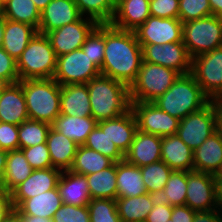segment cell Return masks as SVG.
I'll use <instances>...</instances> for the list:
<instances>
[{"mask_svg": "<svg viewBox=\"0 0 222 222\" xmlns=\"http://www.w3.org/2000/svg\"><path fill=\"white\" fill-rule=\"evenodd\" d=\"M117 198L140 196L147 193L139 166L125 159L116 163Z\"/></svg>", "mask_w": 222, "mask_h": 222, "instance_id": "obj_28", "label": "cell"}, {"mask_svg": "<svg viewBox=\"0 0 222 222\" xmlns=\"http://www.w3.org/2000/svg\"><path fill=\"white\" fill-rule=\"evenodd\" d=\"M29 119L22 85L9 84L0 94V121L20 125Z\"/></svg>", "mask_w": 222, "mask_h": 222, "instance_id": "obj_20", "label": "cell"}, {"mask_svg": "<svg viewBox=\"0 0 222 222\" xmlns=\"http://www.w3.org/2000/svg\"><path fill=\"white\" fill-rule=\"evenodd\" d=\"M97 123L92 116L75 117L60 114L52 122L51 128L81 146L84 145L87 136L97 126Z\"/></svg>", "mask_w": 222, "mask_h": 222, "instance_id": "obj_29", "label": "cell"}, {"mask_svg": "<svg viewBox=\"0 0 222 222\" xmlns=\"http://www.w3.org/2000/svg\"><path fill=\"white\" fill-rule=\"evenodd\" d=\"M212 15L222 18V0H209Z\"/></svg>", "mask_w": 222, "mask_h": 222, "instance_id": "obj_56", "label": "cell"}, {"mask_svg": "<svg viewBox=\"0 0 222 222\" xmlns=\"http://www.w3.org/2000/svg\"><path fill=\"white\" fill-rule=\"evenodd\" d=\"M0 77L6 79L10 84L17 83L20 80L16 60L2 47L0 48Z\"/></svg>", "mask_w": 222, "mask_h": 222, "instance_id": "obj_48", "label": "cell"}, {"mask_svg": "<svg viewBox=\"0 0 222 222\" xmlns=\"http://www.w3.org/2000/svg\"><path fill=\"white\" fill-rule=\"evenodd\" d=\"M140 169L147 192L159 197L173 170L162 160L142 166Z\"/></svg>", "mask_w": 222, "mask_h": 222, "instance_id": "obj_37", "label": "cell"}, {"mask_svg": "<svg viewBox=\"0 0 222 222\" xmlns=\"http://www.w3.org/2000/svg\"><path fill=\"white\" fill-rule=\"evenodd\" d=\"M179 75L173 69L142 61L137 78L129 87L131 102H153L172 86Z\"/></svg>", "mask_w": 222, "mask_h": 222, "instance_id": "obj_6", "label": "cell"}, {"mask_svg": "<svg viewBox=\"0 0 222 222\" xmlns=\"http://www.w3.org/2000/svg\"><path fill=\"white\" fill-rule=\"evenodd\" d=\"M23 222H53L51 218H43L40 216H34V215H22Z\"/></svg>", "mask_w": 222, "mask_h": 222, "instance_id": "obj_57", "label": "cell"}, {"mask_svg": "<svg viewBox=\"0 0 222 222\" xmlns=\"http://www.w3.org/2000/svg\"><path fill=\"white\" fill-rule=\"evenodd\" d=\"M162 137L137 130L125 160L142 167L161 160Z\"/></svg>", "mask_w": 222, "mask_h": 222, "instance_id": "obj_18", "label": "cell"}, {"mask_svg": "<svg viewBox=\"0 0 222 222\" xmlns=\"http://www.w3.org/2000/svg\"><path fill=\"white\" fill-rule=\"evenodd\" d=\"M183 43L191 58L222 46V18L210 15L183 23Z\"/></svg>", "mask_w": 222, "mask_h": 222, "instance_id": "obj_7", "label": "cell"}, {"mask_svg": "<svg viewBox=\"0 0 222 222\" xmlns=\"http://www.w3.org/2000/svg\"><path fill=\"white\" fill-rule=\"evenodd\" d=\"M190 73L212 100L222 89V46L192 58Z\"/></svg>", "mask_w": 222, "mask_h": 222, "instance_id": "obj_11", "label": "cell"}, {"mask_svg": "<svg viewBox=\"0 0 222 222\" xmlns=\"http://www.w3.org/2000/svg\"><path fill=\"white\" fill-rule=\"evenodd\" d=\"M217 130L216 108L212 101L182 118L176 135L193 151Z\"/></svg>", "mask_w": 222, "mask_h": 222, "instance_id": "obj_9", "label": "cell"}, {"mask_svg": "<svg viewBox=\"0 0 222 222\" xmlns=\"http://www.w3.org/2000/svg\"><path fill=\"white\" fill-rule=\"evenodd\" d=\"M52 0H33L34 4L41 12Z\"/></svg>", "mask_w": 222, "mask_h": 222, "instance_id": "obj_59", "label": "cell"}, {"mask_svg": "<svg viewBox=\"0 0 222 222\" xmlns=\"http://www.w3.org/2000/svg\"><path fill=\"white\" fill-rule=\"evenodd\" d=\"M161 160L172 170H193V150L176 134L162 137Z\"/></svg>", "mask_w": 222, "mask_h": 222, "instance_id": "obj_23", "label": "cell"}, {"mask_svg": "<svg viewBox=\"0 0 222 222\" xmlns=\"http://www.w3.org/2000/svg\"><path fill=\"white\" fill-rule=\"evenodd\" d=\"M150 14L159 18H178L179 0H150Z\"/></svg>", "mask_w": 222, "mask_h": 222, "instance_id": "obj_46", "label": "cell"}, {"mask_svg": "<svg viewBox=\"0 0 222 222\" xmlns=\"http://www.w3.org/2000/svg\"><path fill=\"white\" fill-rule=\"evenodd\" d=\"M216 209L222 214V179H214Z\"/></svg>", "mask_w": 222, "mask_h": 222, "instance_id": "obj_53", "label": "cell"}, {"mask_svg": "<svg viewBox=\"0 0 222 222\" xmlns=\"http://www.w3.org/2000/svg\"><path fill=\"white\" fill-rule=\"evenodd\" d=\"M13 209L11 195L0 189V222L8 215Z\"/></svg>", "mask_w": 222, "mask_h": 222, "instance_id": "obj_52", "label": "cell"}, {"mask_svg": "<svg viewBox=\"0 0 222 222\" xmlns=\"http://www.w3.org/2000/svg\"><path fill=\"white\" fill-rule=\"evenodd\" d=\"M150 0H116V11L111 25L127 31H135L150 16Z\"/></svg>", "mask_w": 222, "mask_h": 222, "instance_id": "obj_19", "label": "cell"}, {"mask_svg": "<svg viewBox=\"0 0 222 222\" xmlns=\"http://www.w3.org/2000/svg\"><path fill=\"white\" fill-rule=\"evenodd\" d=\"M139 131L160 137L177 133L180 120L160 109L153 102H131Z\"/></svg>", "mask_w": 222, "mask_h": 222, "instance_id": "obj_10", "label": "cell"}, {"mask_svg": "<svg viewBox=\"0 0 222 222\" xmlns=\"http://www.w3.org/2000/svg\"><path fill=\"white\" fill-rule=\"evenodd\" d=\"M33 170L21 149L8 151L2 190L11 193Z\"/></svg>", "mask_w": 222, "mask_h": 222, "instance_id": "obj_32", "label": "cell"}, {"mask_svg": "<svg viewBox=\"0 0 222 222\" xmlns=\"http://www.w3.org/2000/svg\"><path fill=\"white\" fill-rule=\"evenodd\" d=\"M101 74L100 69L91 61L82 49L57 57V66L53 79L61 86L86 84Z\"/></svg>", "mask_w": 222, "mask_h": 222, "instance_id": "obj_8", "label": "cell"}, {"mask_svg": "<svg viewBox=\"0 0 222 222\" xmlns=\"http://www.w3.org/2000/svg\"><path fill=\"white\" fill-rule=\"evenodd\" d=\"M26 99L28 117L52 124L60 115L61 85L53 78L18 81Z\"/></svg>", "mask_w": 222, "mask_h": 222, "instance_id": "obj_4", "label": "cell"}, {"mask_svg": "<svg viewBox=\"0 0 222 222\" xmlns=\"http://www.w3.org/2000/svg\"><path fill=\"white\" fill-rule=\"evenodd\" d=\"M222 164V135L216 130L193 151V170L215 174Z\"/></svg>", "mask_w": 222, "mask_h": 222, "instance_id": "obj_22", "label": "cell"}, {"mask_svg": "<svg viewBox=\"0 0 222 222\" xmlns=\"http://www.w3.org/2000/svg\"><path fill=\"white\" fill-rule=\"evenodd\" d=\"M172 211L173 206H170L158 198L153 209L149 212L145 222H167L171 219Z\"/></svg>", "mask_w": 222, "mask_h": 222, "instance_id": "obj_49", "label": "cell"}, {"mask_svg": "<svg viewBox=\"0 0 222 222\" xmlns=\"http://www.w3.org/2000/svg\"><path fill=\"white\" fill-rule=\"evenodd\" d=\"M3 6L5 19L27 23L38 30L41 12L33 0H5Z\"/></svg>", "mask_w": 222, "mask_h": 222, "instance_id": "obj_35", "label": "cell"}, {"mask_svg": "<svg viewBox=\"0 0 222 222\" xmlns=\"http://www.w3.org/2000/svg\"><path fill=\"white\" fill-rule=\"evenodd\" d=\"M8 151L0 149V189H2Z\"/></svg>", "mask_w": 222, "mask_h": 222, "instance_id": "obj_54", "label": "cell"}, {"mask_svg": "<svg viewBox=\"0 0 222 222\" xmlns=\"http://www.w3.org/2000/svg\"><path fill=\"white\" fill-rule=\"evenodd\" d=\"M185 205L196 212L216 209L214 175L199 171H187Z\"/></svg>", "mask_w": 222, "mask_h": 222, "instance_id": "obj_15", "label": "cell"}, {"mask_svg": "<svg viewBox=\"0 0 222 222\" xmlns=\"http://www.w3.org/2000/svg\"><path fill=\"white\" fill-rule=\"evenodd\" d=\"M157 199V196L148 192L135 197L116 198L117 213L121 222H145Z\"/></svg>", "mask_w": 222, "mask_h": 222, "instance_id": "obj_30", "label": "cell"}, {"mask_svg": "<svg viewBox=\"0 0 222 222\" xmlns=\"http://www.w3.org/2000/svg\"><path fill=\"white\" fill-rule=\"evenodd\" d=\"M216 108V126L217 131L222 135V107Z\"/></svg>", "mask_w": 222, "mask_h": 222, "instance_id": "obj_58", "label": "cell"}, {"mask_svg": "<svg viewBox=\"0 0 222 222\" xmlns=\"http://www.w3.org/2000/svg\"><path fill=\"white\" fill-rule=\"evenodd\" d=\"M0 149L7 151L19 149L18 125L0 121Z\"/></svg>", "mask_w": 222, "mask_h": 222, "instance_id": "obj_47", "label": "cell"}, {"mask_svg": "<svg viewBox=\"0 0 222 222\" xmlns=\"http://www.w3.org/2000/svg\"><path fill=\"white\" fill-rule=\"evenodd\" d=\"M2 222H23V217L17 209L13 208Z\"/></svg>", "mask_w": 222, "mask_h": 222, "instance_id": "obj_55", "label": "cell"}, {"mask_svg": "<svg viewBox=\"0 0 222 222\" xmlns=\"http://www.w3.org/2000/svg\"><path fill=\"white\" fill-rule=\"evenodd\" d=\"M87 207L91 222H121L114 199H91Z\"/></svg>", "mask_w": 222, "mask_h": 222, "instance_id": "obj_42", "label": "cell"}, {"mask_svg": "<svg viewBox=\"0 0 222 222\" xmlns=\"http://www.w3.org/2000/svg\"><path fill=\"white\" fill-rule=\"evenodd\" d=\"M4 16V6L3 2L0 0V17Z\"/></svg>", "mask_w": 222, "mask_h": 222, "instance_id": "obj_64", "label": "cell"}, {"mask_svg": "<svg viewBox=\"0 0 222 222\" xmlns=\"http://www.w3.org/2000/svg\"><path fill=\"white\" fill-rule=\"evenodd\" d=\"M57 187L64 204L73 206H87L91 201L87 179L70 170L62 171Z\"/></svg>", "mask_w": 222, "mask_h": 222, "instance_id": "obj_21", "label": "cell"}, {"mask_svg": "<svg viewBox=\"0 0 222 222\" xmlns=\"http://www.w3.org/2000/svg\"><path fill=\"white\" fill-rule=\"evenodd\" d=\"M53 222H91L87 206L62 204L52 217Z\"/></svg>", "mask_w": 222, "mask_h": 222, "instance_id": "obj_45", "label": "cell"}, {"mask_svg": "<svg viewBox=\"0 0 222 222\" xmlns=\"http://www.w3.org/2000/svg\"><path fill=\"white\" fill-rule=\"evenodd\" d=\"M99 24L90 19L81 16L77 21L64 25L59 29L51 31L47 34L51 47L57 57L70 53L74 50L81 49L86 38Z\"/></svg>", "mask_w": 222, "mask_h": 222, "instance_id": "obj_14", "label": "cell"}, {"mask_svg": "<svg viewBox=\"0 0 222 222\" xmlns=\"http://www.w3.org/2000/svg\"><path fill=\"white\" fill-rule=\"evenodd\" d=\"M84 146L109 157L115 163L124 160L125 155L110 140L106 132V120L99 121L87 136Z\"/></svg>", "mask_w": 222, "mask_h": 222, "instance_id": "obj_36", "label": "cell"}, {"mask_svg": "<svg viewBox=\"0 0 222 222\" xmlns=\"http://www.w3.org/2000/svg\"><path fill=\"white\" fill-rule=\"evenodd\" d=\"M81 17L74 0H52L42 11L38 32L47 34Z\"/></svg>", "mask_w": 222, "mask_h": 222, "instance_id": "obj_17", "label": "cell"}, {"mask_svg": "<svg viewBox=\"0 0 222 222\" xmlns=\"http://www.w3.org/2000/svg\"><path fill=\"white\" fill-rule=\"evenodd\" d=\"M84 53L90 57L91 61L99 68H102L105 51V24H99L86 38L81 46Z\"/></svg>", "mask_w": 222, "mask_h": 222, "instance_id": "obj_41", "label": "cell"}, {"mask_svg": "<svg viewBox=\"0 0 222 222\" xmlns=\"http://www.w3.org/2000/svg\"><path fill=\"white\" fill-rule=\"evenodd\" d=\"M211 101L213 102L215 107H222V89Z\"/></svg>", "mask_w": 222, "mask_h": 222, "instance_id": "obj_60", "label": "cell"}, {"mask_svg": "<svg viewBox=\"0 0 222 222\" xmlns=\"http://www.w3.org/2000/svg\"><path fill=\"white\" fill-rule=\"evenodd\" d=\"M187 191V171L173 170L159 195V199L170 206L185 205Z\"/></svg>", "mask_w": 222, "mask_h": 222, "instance_id": "obj_39", "label": "cell"}, {"mask_svg": "<svg viewBox=\"0 0 222 222\" xmlns=\"http://www.w3.org/2000/svg\"><path fill=\"white\" fill-rule=\"evenodd\" d=\"M211 99L191 73L179 75L172 86L153 101L160 109L181 120L205 107Z\"/></svg>", "mask_w": 222, "mask_h": 222, "instance_id": "obj_3", "label": "cell"}, {"mask_svg": "<svg viewBox=\"0 0 222 222\" xmlns=\"http://www.w3.org/2000/svg\"><path fill=\"white\" fill-rule=\"evenodd\" d=\"M57 56L45 34L37 32L16 61L20 80L49 79L55 75Z\"/></svg>", "mask_w": 222, "mask_h": 222, "instance_id": "obj_5", "label": "cell"}, {"mask_svg": "<svg viewBox=\"0 0 222 222\" xmlns=\"http://www.w3.org/2000/svg\"><path fill=\"white\" fill-rule=\"evenodd\" d=\"M142 61V46L134 31L121 30L111 24H105V51L101 75L130 87L137 78Z\"/></svg>", "mask_w": 222, "mask_h": 222, "instance_id": "obj_1", "label": "cell"}, {"mask_svg": "<svg viewBox=\"0 0 222 222\" xmlns=\"http://www.w3.org/2000/svg\"><path fill=\"white\" fill-rule=\"evenodd\" d=\"M193 222H222V214L217 209L196 212Z\"/></svg>", "mask_w": 222, "mask_h": 222, "instance_id": "obj_51", "label": "cell"}, {"mask_svg": "<svg viewBox=\"0 0 222 222\" xmlns=\"http://www.w3.org/2000/svg\"><path fill=\"white\" fill-rule=\"evenodd\" d=\"M137 130V121L132 110L106 120L108 137L124 155L129 151Z\"/></svg>", "mask_w": 222, "mask_h": 222, "instance_id": "obj_27", "label": "cell"}, {"mask_svg": "<svg viewBox=\"0 0 222 222\" xmlns=\"http://www.w3.org/2000/svg\"><path fill=\"white\" fill-rule=\"evenodd\" d=\"M114 161L101 153L92 150L84 145L78 146L71 172L79 175H88L102 171L110 167Z\"/></svg>", "mask_w": 222, "mask_h": 222, "instance_id": "obj_34", "label": "cell"}, {"mask_svg": "<svg viewBox=\"0 0 222 222\" xmlns=\"http://www.w3.org/2000/svg\"><path fill=\"white\" fill-rule=\"evenodd\" d=\"M212 15L209 0H179L178 18L182 23Z\"/></svg>", "mask_w": 222, "mask_h": 222, "instance_id": "obj_43", "label": "cell"}, {"mask_svg": "<svg viewBox=\"0 0 222 222\" xmlns=\"http://www.w3.org/2000/svg\"><path fill=\"white\" fill-rule=\"evenodd\" d=\"M5 17H0V48L2 47L4 37Z\"/></svg>", "mask_w": 222, "mask_h": 222, "instance_id": "obj_61", "label": "cell"}, {"mask_svg": "<svg viewBox=\"0 0 222 222\" xmlns=\"http://www.w3.org/2000/svg\"><path fill=\"white\" fill-rule=\"evenodd\" d=\"M81 16L85 14L98 24H110L116 11V0H74Z\"/></svg>", "mask_w": 222, "mask_h": 222, "instance_id": "obj_38", "label": "cell"}, {"mask_svg": "<svg viewBox=\"0 0 222 222\" xmlns=\"http://www.w3.org/2000/svg\"><path fill=\"white\" fill-rule=\"evenodd\" d=\"M141 46L143 61L173 69L180 75L191 72L192 58L183 42Z\"/></svg>", "mask_w": 222, "mask_h": 222, "instance_id": "obj_13", "label": "cell"}, {"mask_svg": "<svg viewBox=\"0 0 222 222\" xmlns=\"http://www.w3.org/2000/svg\"><path fill=\"white\" fill-rule=\"evenodd\" d=\"M37 32L27 23L5 19L2 48L17 61Z\"/></svg>", "mask_w": 222, "mask_h": 222, "instance_id": "obj_25", "label": "cell"}, {"mask_svg": "<svg viewBox=\"0 0 222 222\" xmlns=\"http://www.w3.org/2000/svg\"><path fill=\"white\" fill-rule=\"evenodd\" d=\"M30 166L34 169L52 168V161L46 143L21 149Z\"/></svg>", "mask_w": 222, "mask_h": 222, "instance_id": "obj_44", "label": "cell"}, {"mask_svg": "<svg viewBox=\"0 0 222 222\" xmlns=\"http://www.w3.org/2000/svg\"><path fill=\"white\" fill-rule=\"evenodd\" d=\"M196 211L188 206H173L171 219L173 222H193Z\"/></svg>", "mask_w": 222, "mask_h": 222, "instance_id": "obj_50", "label": "cell"}, {"mask_svg": "<svg viewBox=\"0 0 222 222\" xmlns=\"http://www.w3.org/2000/svg\"><path fill=\"white\" fill-rule=\"evenodd\" d=\"M87 84L92 117L97 121L118 117L131 110L129 86L99 75Z\"/></svg>", "mask_w": 222, "mask_h": 222, "instance_id": "obj_2", "label": "cell"}, {"mask_svg": "<svg viewBox=\"0 0 222 222\" xmlns=\"http://www.w3.org/2000/svg\"><path fill=\"white\" fill-rule=\"evenodd\" d=\"M214 179H222V164L214 174Z\"/></svg>", "mask_w": 222, "mask_h": 222, "instance_id": "obj_63", "label": "cell"}, {"mask_svg": "<svg viewBox=\"0 0 222 222\" xmlns=\"http://www.w3.org/2000/svg\"><path fill=\"white\" fill-rule=\"evenodd\" d=\"M63 201L58 187L45 191L32 198L26 199L17 210L22 215H34L43 218H51L55 212L62 206Z\"/></svg>", "mask_w": 222, "mask_h": 222, "instance_id": "obj_31", "label": "cell"}, {"mask_svg": "<svg viewBox=\"0 0 222 222\" xmlns=\"http://www.w3.org/2000/svg\"><path fill=\"white\" fill-rule=\"evenodd\" d=\"M10 83L4 79L0 77V94L5 90V88L9 85Z\"/></svg>", "mask_w": 222, "mask_h": 222, "instance_id": "obj_62", "label": "cell"}, {"mask_svg": "<svg viewBox=\"0 0 222 222\" xmlns=\"http://www.w3.org/2000/svg\"><path fill=\"white\" fill-rule=\"evenodd\" d=\"M51 125L37 120L27 119L18 126L19 149L46 143Z\"/></svg>", "mask_w": 222, "mask_h": 222, "instance_id": "obj_40", "label": "cell"}, {"mask_svg": "<svg viewBox=\"0 0 222 222\" xmlns=\"http://www.w3.org/2000/svg\"><path fill=\"white\" fill-rule=\"evenodd\" d=\"M60 114L75 117L92 116L87 84L61 86Z\"/></svg>", "mask_w": 222, "mask_h": 222, "instance_id": "obj_24", "label": "cell"}, {"mask_svg": "<svg viewBox=\"0 0 222 222\" xmlns=\"http://www.w3.org/2000/svg\"><path fill=\"white\" fill-rule=\"evenodd\" d=\"M46 145L53 167L61 171L69 170L72 167L79 145L52 128L48 131Z\"/></svg>", "mask_w": 222, "mask_h": 222, "instance_id": "obj_26", "label": "cell"}, {"mask_svg": "<svg viewBox=\"0 0 222 222\" xmlns=\"http://www.w3.org/2000/svg\"><path fill=\"white\" fill-rule=\"evenodd\" d=\"M134 33L141 45L183 42V23L179 18L150 16Z\"/></svg>", "mask_w": 222, "mask_h": 222, "instance_id": "obj_12", "label": "cell"}, {"mask_svg": "<svg viewBox=\"0 0 222 222\" xmlns=\"http://www.w3.org/2000/svg\"><path fill=\"white\" fill-rule=\"evenodd\" d=\"M61 172L55 167L33 170L31 175L10 193L13 208L17 209L26 199L55 189Z\"/></svg>", "mask_w": 222, "mask_h": 222, "instance_id": "obj_16", "label": "cell"}, {"mask_svg": "<svg viewBox=\"0 0 222 222\" xmlns=\"http://www.w3.org/2000/svg\"><path fill=\"white\" fill-rule=\"evenodd\" d=\"M88 182L91 199H116V163L102 171L85 176Z\"/></svg>", "mask_w": 222, "mask_h": 222, "instance_id": "obj_33", "label": "cell"}]
</instances>
